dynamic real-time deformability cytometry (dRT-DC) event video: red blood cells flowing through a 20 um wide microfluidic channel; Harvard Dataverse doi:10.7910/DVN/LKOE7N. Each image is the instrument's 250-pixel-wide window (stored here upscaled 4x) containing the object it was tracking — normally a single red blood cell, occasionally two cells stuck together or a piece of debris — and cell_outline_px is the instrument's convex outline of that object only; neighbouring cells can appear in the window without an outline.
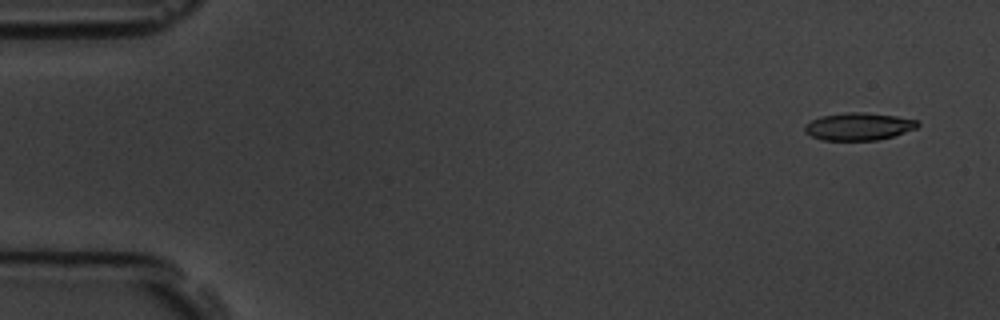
{"species": "common noctule bat (a hibernating species)", "species_latin": "Nyctalus noctula", "temperature_condition": "room temperature", "stored_images_in_passage": 4, "camera_frame_rate_fps": 3000, "um_per_image_px": 0.085, "animal": {"sex": "male", "body_mass_g": 19.5, "forearm_length_mm": 54.6}, "frame": {"image": 1, "passage_image": 1, "time_ms": 0.0, "image_size_px": [1000, 320], "cell_outline_px": [[920, 124], [916, 128], [892, 136], [876, 140], [820, 140], [804, 132], [804, 124], [820, 116], [848, 112], [864, 112], [896, 116], [916, 120]], "centroid_in_image_um": [72.94, 10.75], "position_along_channel_um": 12.1, "area_um2": 18.03}}
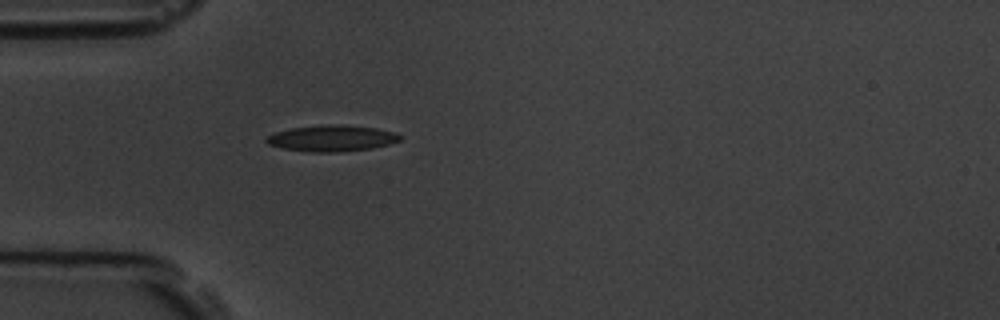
{"frame": {"image": 2, "passage_image": 4, "time_ms": 4.333, "image_size_px": [1000, 320], "cell_outline_px": [[404, 136], [400, 140], [388, 144], [372, 148], [336, 152], [308, 152], [284, 148], [268, 144], [264, 140], [268, 136], [276, 132], [292, 128], [328, 124], [336, 124], [376, 128], [396, 132]], "centroid_in_image_um": [28.23, 11.75], "position_along_channel_um": 56.8, "area_um2": 20.29}}